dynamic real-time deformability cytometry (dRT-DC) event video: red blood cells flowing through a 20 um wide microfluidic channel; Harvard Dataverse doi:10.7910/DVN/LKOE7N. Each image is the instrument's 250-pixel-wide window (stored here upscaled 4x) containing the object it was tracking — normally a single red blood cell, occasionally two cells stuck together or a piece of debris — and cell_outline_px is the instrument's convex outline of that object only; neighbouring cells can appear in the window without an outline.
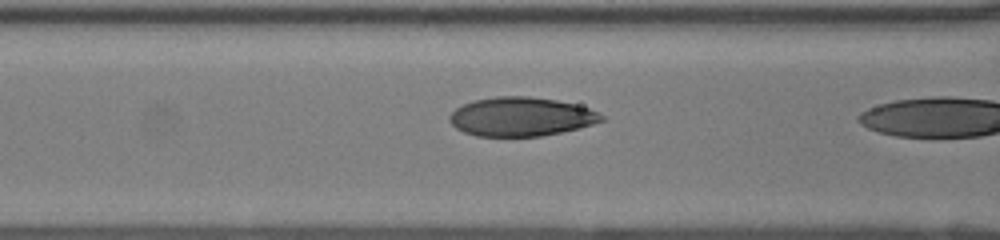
{"species": "human", "species_latin": "Homo sapiens", "temperature_condition": "room temperature", "stored_images_in_passage": 22, "camera_frame_rate_fps": 3000, "um_per_image_px": 0.085, "donor": {"sex": "female"}, "frame": {"image": 1, "passage_image": 21, "time_ms": 6.667, "image_size_px": [1000, 240], "cell_outline_px": [[604, 120], [580, 128], [540, 136], [476, 136], [464, 132], [456, 128], [452, 124], [448, 116], [456, 108], [472, 100], [496, 96], [528, 96], [556, 100], [588, 108], [604, 116]], "centroid_in_image_um": [44.25, 9.92], "position_along_channel_um": 122.3, "area_um2": 34.28}}